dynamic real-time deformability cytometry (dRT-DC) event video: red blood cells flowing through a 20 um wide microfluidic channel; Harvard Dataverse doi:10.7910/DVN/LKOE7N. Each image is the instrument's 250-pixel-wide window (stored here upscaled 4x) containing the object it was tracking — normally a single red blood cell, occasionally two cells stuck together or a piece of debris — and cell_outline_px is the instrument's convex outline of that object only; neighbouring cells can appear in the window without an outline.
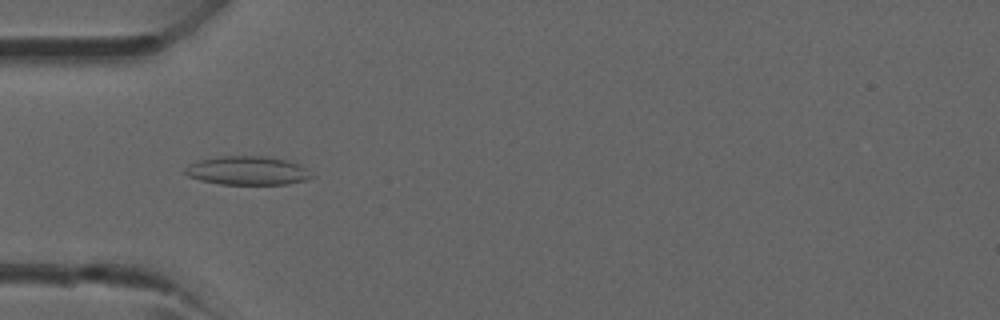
{"species": "common noctule bat (a hibernating species)", "species_latin": "Nyctalus noctula", "temperature_condition": "room temperature", "stored_images_in_passage": 41, "camera_frame_rate_fps": 3000, "um_per_image_px": 0.085, "animal": {"sex": "male", "forearm_length_mm": 52.5}, "frame": {"image": 1, "passage_image": 13, "time_ms": 4.0, "image_size_px": [1000, 320], "cell_outline_px": [[316, 176], [304, 180], [288, 184], [220, 184], [200, 180], [188, 176], [184, 172], [184, 168], [188, 164], [196, 160], [220, 156], [264, 156], [284, 160], [300, 164]], "centroid_in_image_um": [21.01, 14.5], "position_along_channel_um": 64.0, "area_um2": 21.27}}
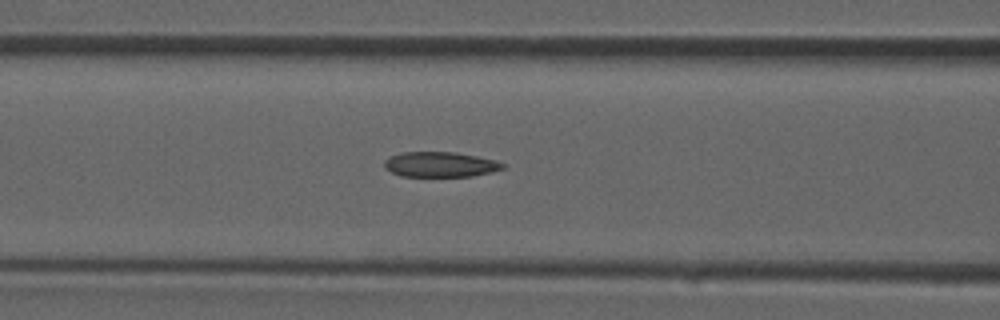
{"frame": {"image": 2, "passage_image": 17, "time_ms": 5.333, "image_size_px": [1000, 320], "cell_outline_px": [[504, 168], [492, 172], [472, 176], [400, 176], [384, 168], [384, 160], [400, 152], [456, 152], [496, 160], [504, 164]], "centroid_in_image_um": [37.41, 13.97], "position_along_channel_um": 129.2, "area_um2": 17.34}}
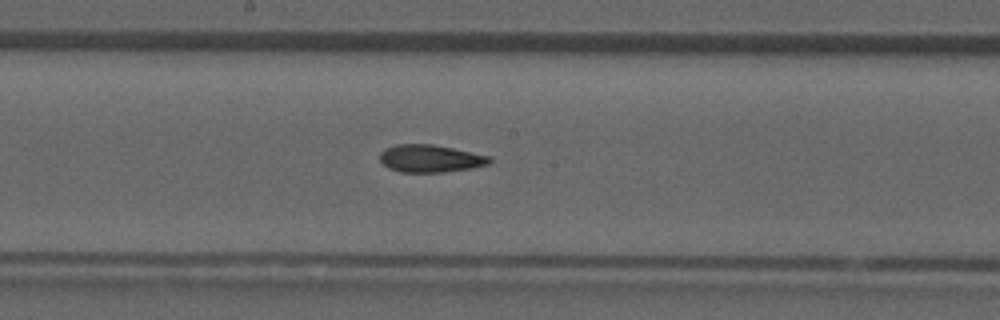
{"frame": {"image": 3, "passage_image": 22, "time_ms": 7.0, "image_size_px": [1000, 320], "cell_outline_px": [[492, 160], [488, 164], [472, 168], [444, 172], [400, 172], [388, 168], [380, 160], [380, 152], [384, 148], [396, 144], [432, 144], [492, 156]], "centroid_in_image_um": [36.57, 13.47], "position_along_channel_um": 211.6, "area_um2": 17.69}}